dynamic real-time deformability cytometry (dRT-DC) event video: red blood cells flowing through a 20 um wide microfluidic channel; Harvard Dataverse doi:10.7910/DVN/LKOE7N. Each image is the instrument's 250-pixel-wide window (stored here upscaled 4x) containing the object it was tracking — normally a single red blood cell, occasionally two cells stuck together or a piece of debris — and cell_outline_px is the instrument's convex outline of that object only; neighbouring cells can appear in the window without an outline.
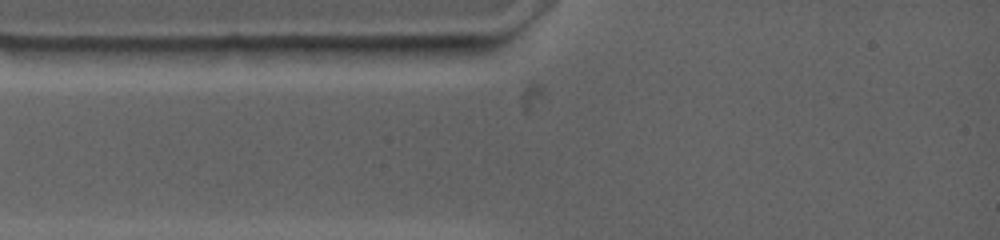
{"species": "common noctule bat (a hibernating species)", "species_latin": "Nyctalus noctula", "temperature_condition": "warm", "stored_images_in_passage": 3, "camera_frame_rate_fps": 4500, "um_per_image_px": 0.085, "animal": {"sex": "female", "body_mass_g": 19.0, "forearm_length_mm": 53.3}, "frame": {"image": 1, "passage_image": 1, "time_ms": 0.0, "image_size_px": [1000, 240], "cell_outline_px": [[456, 44], [452, 48], [400, 64], [316, 60], [284, 48], [292, 44]], "centroid_in_image_um": [31.32, 4.43], "position_along_channel_um": 53.7, "area_um2": 17.69}}